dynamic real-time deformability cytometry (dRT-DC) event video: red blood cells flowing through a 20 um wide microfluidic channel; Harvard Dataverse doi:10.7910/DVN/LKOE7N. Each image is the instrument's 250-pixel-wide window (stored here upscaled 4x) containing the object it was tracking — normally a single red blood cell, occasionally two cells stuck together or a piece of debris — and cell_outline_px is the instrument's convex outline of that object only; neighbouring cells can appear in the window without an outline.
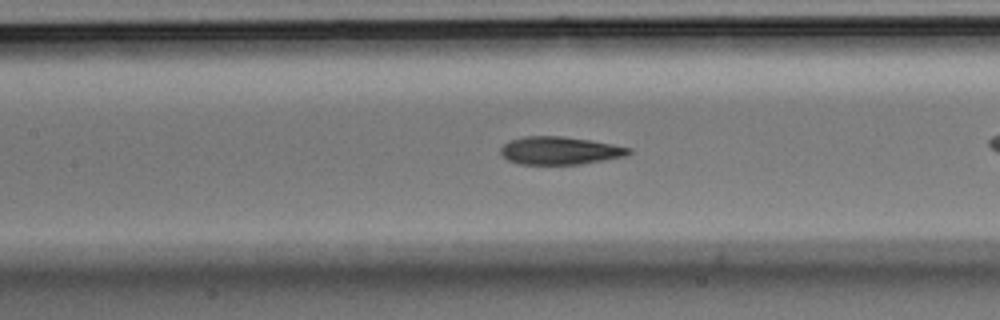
{"species": "Egyptian fruit bat (a non-hibernating species)", "species_latin": "Rousettus aegyptiacus", "temperature_condition": "room temperature", "stored_images_in_passage": 34, "camera_frame_rate_fps": 3000, "um_per_image_px": 0.085, "animal": {"sex": "male"}, "frame": {"image": 1, "passage_image": 10, "time_ms": 3.0, "image_size_px": [1000, 320], "cell_outline_px": [[632, 152], [624, 156], [604, 160], [580, 164], [520, 164], [508, 160], [500, 152], [500, 148], [508, 140], [524, 136], [560, 136], [592, 140], [632, 148]], "centroid_in_image_um": [47.58, 12.79], "position_along_channel_um": 159.8, "area_um2": 20.81}}
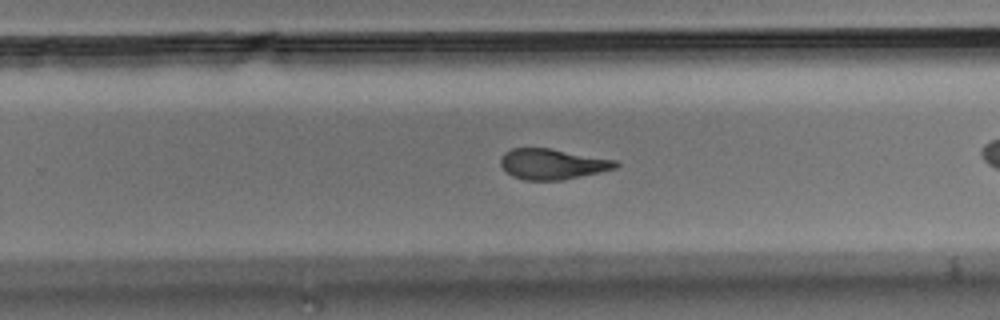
{"frame": {"image": 2, "passage_image": 20, "time_ms": 6.333, "image_size_px": [1000, 320], "cell_outline_px": [[620, 164], [616, 168], [600, 172], [560, 180], [524, 180], [512, 176], [500, 164], [500, 156], [504, 152], [512, 148], [548, 148], [616, 160]], "centroid_in_image_um": [46.93, 13.94], "position_along_channel_um": 282.9, "area_um2": 20.35}, "authors_computed_cell_mechanics": {"area_um2": 20.8947, "velocity_mm_per_s": 3.7041, "shape_relaxation_time_tau1_ms": 6.7568, "shape_relaxation_time_tau2_ms": 2.7975, "deformation_change_tau1": 0.2143, "deformation_change_tau2": 0.1115}}